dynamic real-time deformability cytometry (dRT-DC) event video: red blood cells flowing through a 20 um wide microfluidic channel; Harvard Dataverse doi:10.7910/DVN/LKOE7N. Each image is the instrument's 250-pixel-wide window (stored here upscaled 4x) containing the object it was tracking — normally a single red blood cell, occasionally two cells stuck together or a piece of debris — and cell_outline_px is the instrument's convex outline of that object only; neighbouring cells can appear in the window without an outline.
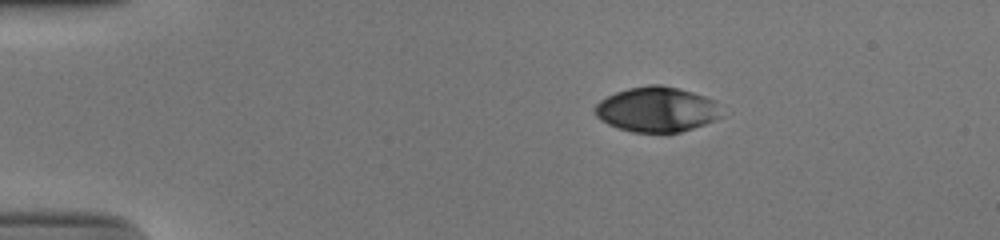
{"species": "human", "species_latin": "Homo sapiens", "temperature_condition": "cold", "stored_images_in_passage": 44, "camera_frame_rate_fps": 3000, "um_per_image_px": 0.085, "donor": {"sex": "male"}, "frame": {"image": 1, "passage_image": 1, "time_ms": 0.0, "image_size_px": [1000, 240], "cell_outline_px": [[724, 116], [716, 120], [680, 132], [632, 132], [608, 124], [600, 120], [592, 112], [592, 108], [600, 100], [616, 92], [628, 88], [648, 84], [660, 84], [692, 92], [716, 100]], "centroid_in_image_um": [55.82, 9.3], "position_along_channel_um": 29.2, "area_um2": 33.47}}
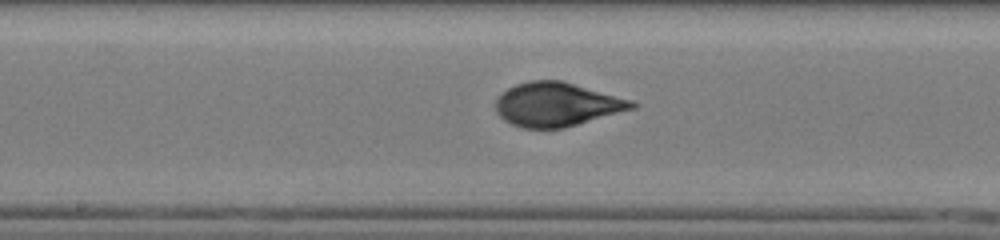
{"frame": {"image": 2, "passage_image": 20, "time_ms": 6.333, "image_size_px": [1000, 240], "cell_outline_px": [[640, 104], [636, 108], [564, 128], [524, 128], [512, 124], [504, 120], [496, 112], [496, 100], [508, 88], [516, 84], [532, 80], [560, 80], [632, 100]], "centroid_in_image_um": [47.35, 8.88], "position_along_channel_um": 200.9, "area_um2": 34.62}}
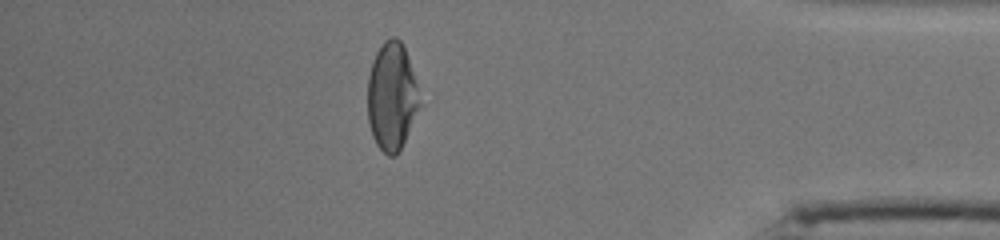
{"frame": {"image": 3, "passage_image": 38, "time_ms": 12.333, "image_size_px": [1000, 240], "cell_outline_px": [[420, 104], [404, 140], [396, 156], [388, 156], [376, 144], [372, 136], [368, 120], [368, 76], [372, 60], [376, 52], [384, 40], [392, 36], [396, 36], [400, 40], [404, 48], [416, 84]], "centroid_in_image_um": [33.26, 8.19], "position_along_channel_um": 401.9, "area_um2": 32.14}, "authors_computed_cell_mechanics": {"area_um2": 34.5355, "velocity_mm_per_s": 3.8948, "shape_relaxation_time_tau1_ms": 4.9377, "shape_relaxation_time_tau2_ms": 0.6386, "deformation_change_tau1": 0.201, "deformation_change_tau2": 0.0515}}